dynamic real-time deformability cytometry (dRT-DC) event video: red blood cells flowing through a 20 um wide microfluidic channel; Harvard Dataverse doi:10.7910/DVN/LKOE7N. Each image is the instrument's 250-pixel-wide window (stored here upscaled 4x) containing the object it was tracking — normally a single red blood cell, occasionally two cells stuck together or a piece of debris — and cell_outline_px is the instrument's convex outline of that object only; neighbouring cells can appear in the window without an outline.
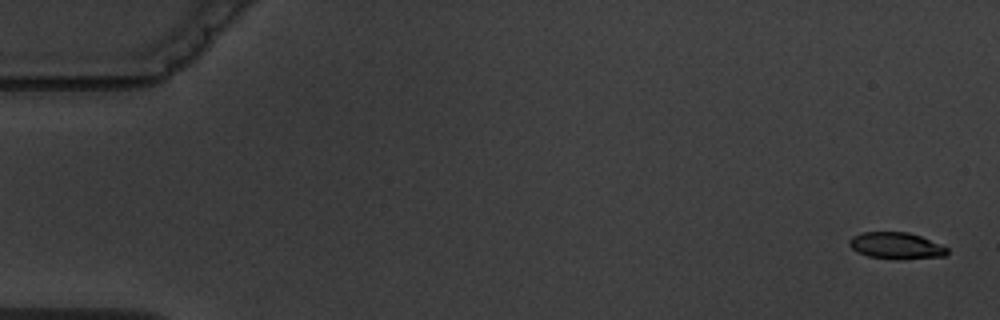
{"species": "common noctule bat (a hibernating species)", "species_latin": "Nyctalus noctula", "temperature_condition": "warm", "stored_images_in_passage": 4, "camera_frame_rate_fps": 3000, "um_per_image_px": 0.085, "animal": {"sex": "male", "body_mass_g": 19.5, "forearm_length_mm": 54.6}, "frame": {"image": 1, "passage_image": 1, "time_ms": 0.0, "image_size_px": [1000, 320], "cell_outline_px": [[948, 252], [944, 256], [868, 256], [856, 252], [848, 244], [848, 240], [852, 236], [860, 232], [908, 232], [920, 236], [940, 244], [948, 248]], "centroid_in_image_um": [76.09, 20.81], "position_along_channel_um": 8.9, "area_um2": 14.22}}
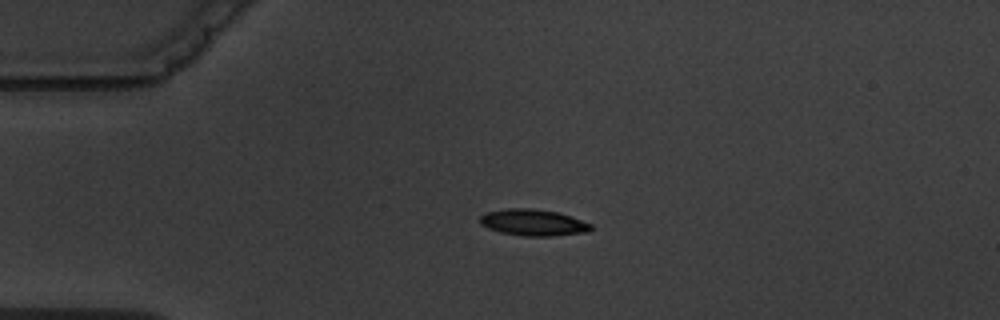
{"frame": {"image": 2, "passage_image": 4, "time_ms": 4.0, "image_size_px": [1000, 320], "cell_outline_px": [[592, 228], [588, 232], [552, 236], [524, 236], [500, 232], [488, 228], [480, 224], [480, 216], [488, 212], [508, 208], [532, 208], [556, 212], [592, 224]], "centroid_in_image_um": [45.31, 18.92], "position_along_channel_um": 39.7, "area_um2": 16.94}}